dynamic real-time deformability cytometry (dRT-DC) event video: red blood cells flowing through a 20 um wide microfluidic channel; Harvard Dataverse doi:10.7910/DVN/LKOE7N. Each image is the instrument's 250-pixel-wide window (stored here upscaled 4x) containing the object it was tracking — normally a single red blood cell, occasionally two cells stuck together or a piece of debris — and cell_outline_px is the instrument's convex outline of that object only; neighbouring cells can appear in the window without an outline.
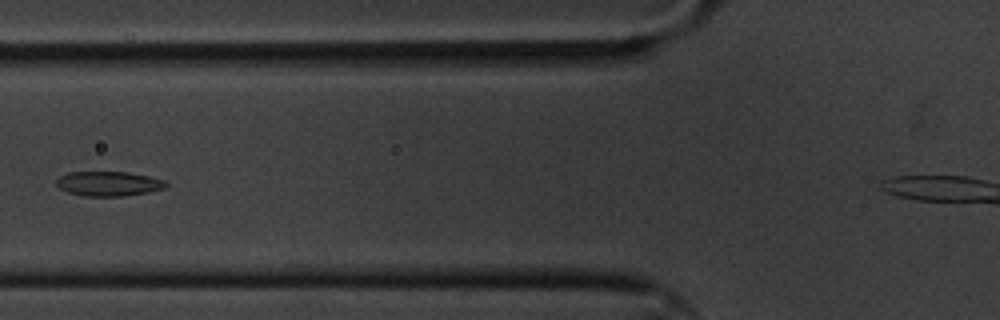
{"species": "common noctule bat (a hibernating species)", "species_latin": "Nyctalus noctula", "temperature_condition": "cold", "stored_images_in_passage": 14, "camera_frame_rate_fps": 3000, "um_per_image_px": 0.085, "animal": {"sex": "male", "body_mass_g": 20.1, "forearm_length_mm": 53.5}, "frame": {"image": 1, "passage_image": 3, "time_ms": 0.667, "image_size_px": [1000, 320], "cell_outline_px": [[168, 184], [164, 188], [148, 192], [120, 196], [84, 196], [68, 192], [56, 188], [56, 180], [60, 176], [68, 172], [128, 172], [148, 176], [164, 180]], "centroid_in_image_um": [9.18, 15.61], "position_along_channel_um": 116.6, "area_um2": 15.72}}
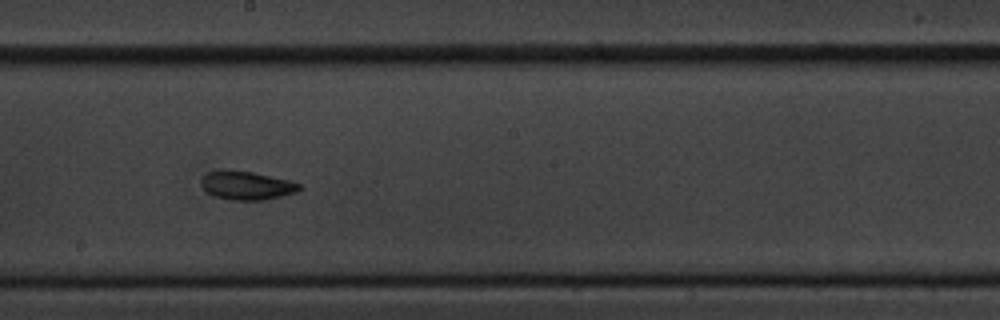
{"frame": {"image": 2, "passage_image": 6, "time_ms": 1.667, "image_size_px": [1000, 320], "cell_outline_px": [[300, 188], [296, 192], [264, 200], [232, 200], [216, 196], [208, 192], [200, 184], [200, 180], [208, 172], [220, 168], [228, 168], [252, 172], [288, 180], [300, 184]], "centroid_in_image_um": [20.91, 15.73], "position_along_channel_um": 227.3, "area_um2": 16.36}}
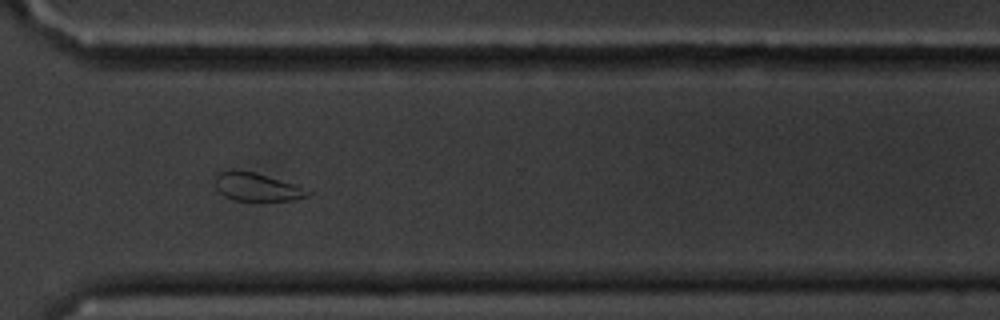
{"frame": {"image": 3, "passage_image": 9, "time_ms": 2.667, "image_size_px": [1000, 320], "cell_outline_px": [[312, 192], [308, 196], [292, 200], [232, 200], [224, 196], [216, 188], [216, 172], [252, 172], [312, 188]], "centroid_in_image_um": [21.93, 15.92], "position_along_channel_um": 348.7, "area_um2": 14.97}}